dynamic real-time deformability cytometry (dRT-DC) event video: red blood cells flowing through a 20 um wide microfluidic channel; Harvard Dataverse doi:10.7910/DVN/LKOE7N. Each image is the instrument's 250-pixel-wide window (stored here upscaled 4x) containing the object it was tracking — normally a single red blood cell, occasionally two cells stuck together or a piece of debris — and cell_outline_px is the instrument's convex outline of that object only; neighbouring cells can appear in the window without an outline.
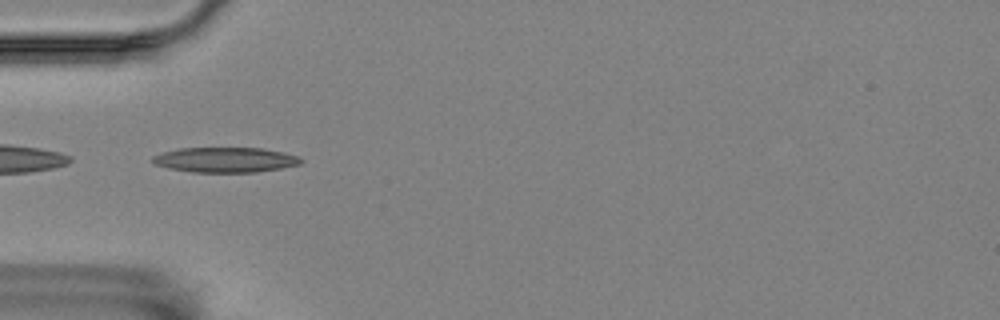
{"species": "Egyptian fruit bat (a non-hibernating species)", "species_latin": "Rousettus aegyptiacus", "temperature_condition": "room temperature", "stored_images_in_passage": 47, "camera_frame_rate_fps": 3000, "um_per_image_px": 0.085, "animal": {"sex": "female"}, "frame": {"image": 1, "passage_image": 8, "time_ms": 2.333, "image_size_px": [1000, 320], "cell_outline_px": [[304, 160], [300, 164], [280, 168], [256, 172], [192, 172], [168, 168], [152, 164], [152, 156], [164, 152], [180, 148], [264, 148], [284, 152], [300, 156]], "centroid_in_image_um": [19.16, 13.58], "position_along_channel_um": 65.8, "area_um2": 21.79}}
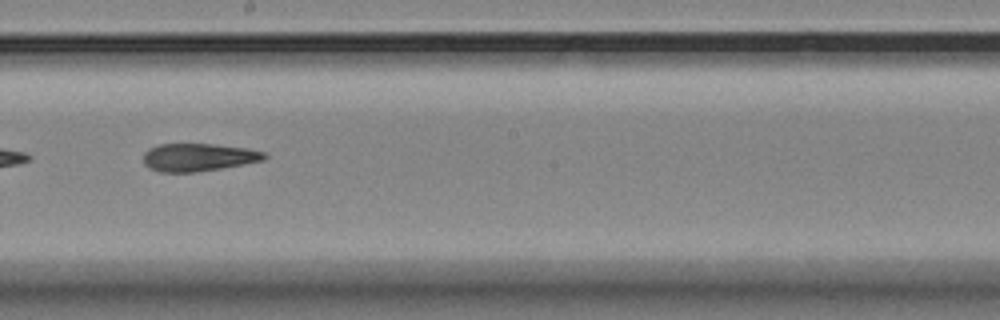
{"frame": {"image": 2, "passage_image": 22, "time_ms": 7.0, "image_size_px": [1000, 320], "cell_outline_px": [[268, 156], [264, 160], [244, 164], [196, 172], [160, 172], [148, 168], [144, 164], [144, 152], [148, 148], [160, 144], [212, 144], [244, 148], [264, 152]], "centroid_in_image_um": [16.82, 13.37], "position_along_channel_um": 231.4, "area_um2": 19.54}}
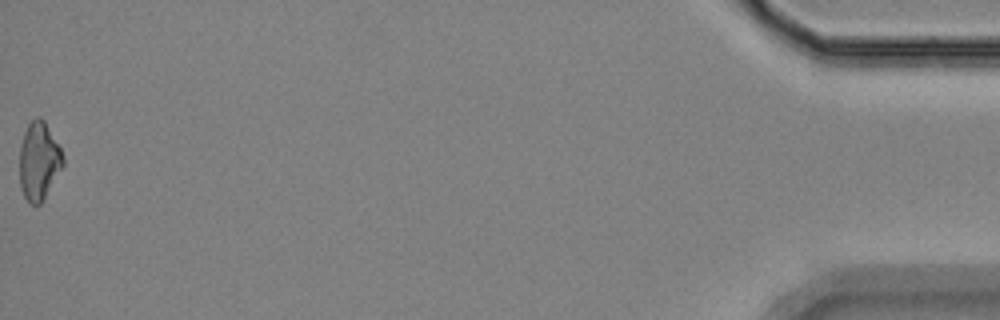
{"frame": {"image": 3, "passage_image": 47, "time_ms": 15.333, "image_size_px": [1000, 320], "cell_outline_px": [[64, 164], [40, 204], [32, 204], [24, 196], [20, 184], [20, 148], [24, 132], [28, 124], [36, 116], [40, 116], [44, 120], [60, 148], [64, 160]], "centroid_in_image_um": [3.3, 13.66], "position_along_channel_um": 431.9, "area_um2": 19.36}, "authors_computed_cell_mechanics": {"area_um2": 20.1722, "velocity_mm_per_s": 3.5374, "shape_relaxation_time_tau1_ms": null, "shape_relaxation_time_tau2_ms": 2.756, "deformation_change_tau1": null, "deformation_change_tau2": 0.1215}}